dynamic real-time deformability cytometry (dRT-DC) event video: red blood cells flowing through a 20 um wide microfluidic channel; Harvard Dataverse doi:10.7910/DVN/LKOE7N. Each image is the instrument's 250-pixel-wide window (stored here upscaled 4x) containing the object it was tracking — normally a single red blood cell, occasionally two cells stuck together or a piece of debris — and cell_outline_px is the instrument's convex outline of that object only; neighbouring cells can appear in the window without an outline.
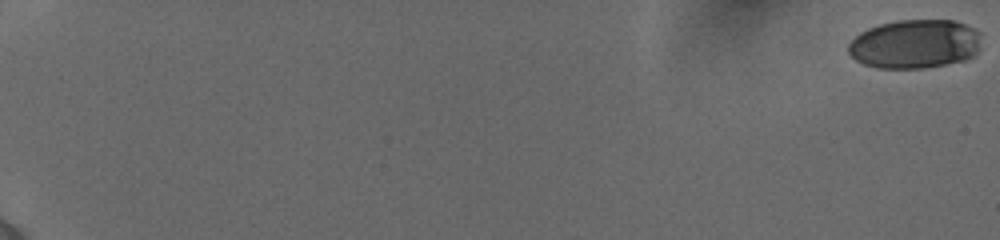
{"species": "human", "species_latin": "Homo sapiens", "temperature_condition": "cold", "stored_images_in_passage": 25, "camera_frame_rate_fps": 3000, "um_per_image_px": 0.085, "donor": {"sex": "female"}, "frame": {"image": 1, "passage_image": 1, "time_ms": 0.0, "image_size_px": [1000, 240], "cell_outline_px": [[980, 32], [976, 52], [972, 56], [964, 60], [924, 68], [876, 68], [864, 64], [856, 60], [848, 52], [848, 44], [860, 32], [868, 28], [880, 24], [900, 20], [956, 20], [976, 28]], "centroid_in_image_um": [77.75, 3.73], "position_along_channel_um": 7.3, "area_um2": 37.86}}
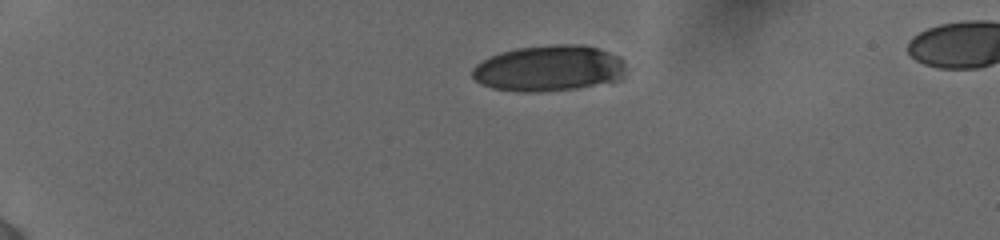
{"frame": {"image": 2, "passage_image": 16, "time_ms": 5.0, "image_size_px": [1000, 240], "cell_outline_px": [[624, 76], [620, 80], [576, 88], [536, 92], [516, 92], [492, 88], [480, 84], [472, 76], [472, 68], [476, 64], [500, 52], [516, 48], [552, 44], [580, 44], [600, 48], [620, 56], [624, 60]], "centroid_in_image_um": [46.67, 5.8], "position_along_channel_um": 38.3, "area_um2": 41.5}}